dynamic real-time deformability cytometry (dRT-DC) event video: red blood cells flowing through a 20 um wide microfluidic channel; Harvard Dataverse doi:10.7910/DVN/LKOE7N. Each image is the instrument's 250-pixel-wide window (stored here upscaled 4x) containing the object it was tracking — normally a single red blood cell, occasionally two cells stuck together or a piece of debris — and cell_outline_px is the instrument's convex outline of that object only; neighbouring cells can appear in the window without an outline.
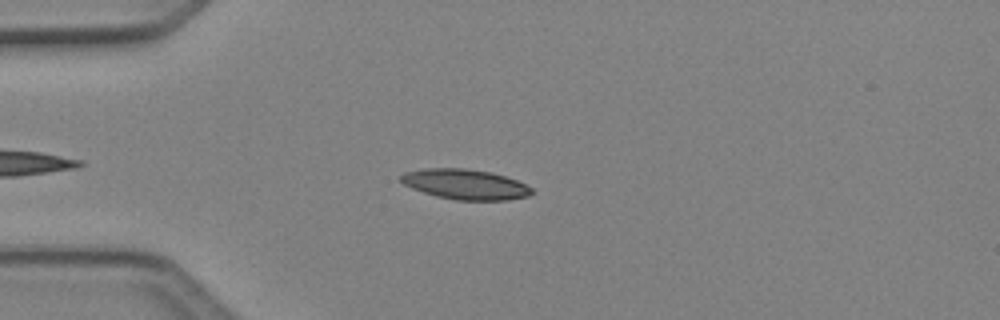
{"species": "Egyptian fruit bat (a non-hibernating species)", "species_latin": "Rousettus aegyptiacus", "temperature_condition": "cold", "stored_images_in_passage": 37, "camera_frame_rate_fps": 3000, "um_per_image_px": 0.085, "animal": {"sex": "female"}, "frame": {"image": 1, "passage_image": 4, "time_ms": 1.0, "image_size_px": [1000, 320], "cell_outline_px": [[536, 192], [528, 196], [508, 200], [456, 200], [436, 196], [412, 188], [404, 184], [400, 180], [400, 176], [404, 172], [424, 168], [464, 168], [492, 172], [516, 180], [532, 188]], "centroid_in_image_um": [39.56, 15.66], "position_along_channel_um": 45.4, "area_um2": 23.06}}
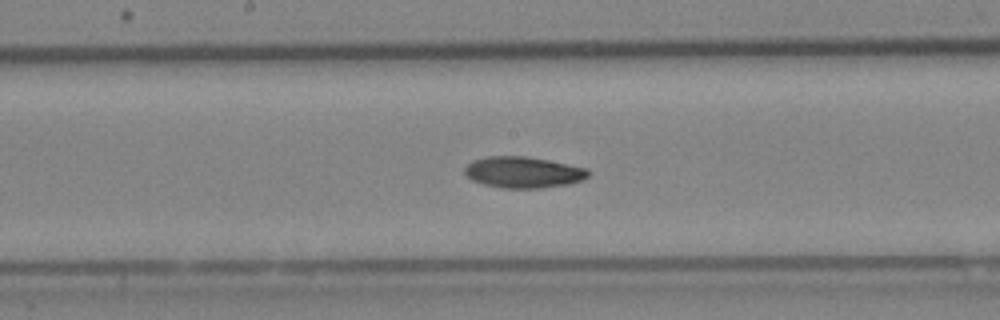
{"frame": {"image": 2, "passage_image": 17, "time_ms": 5.333, "image_size_px": [1000, 320], "cell_outline_px": [[592, 172], [584, 180], [568, 184], [540, 188], [500, 188], [484, 184], [472, 180], [464, 172], [464, 168], [472, 160], [488, 156], [524, 156], [548, 160], [588, 168]], "centroid_in_image_um": [44.5, 14.64], "position_along_channel_um": 203.7, "area_um2": 22.6}}
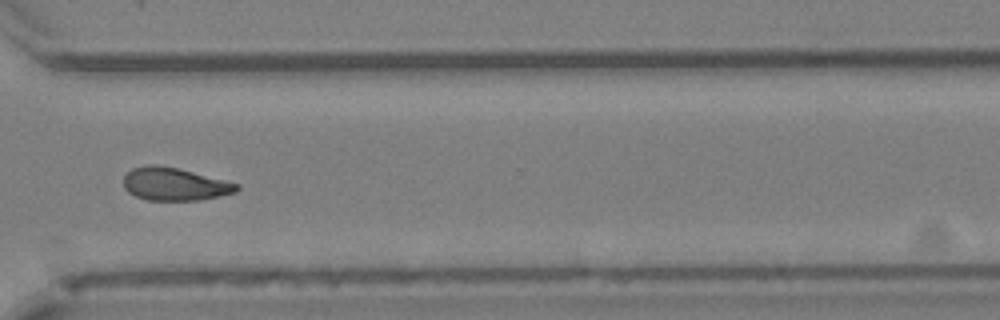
{"frame": {"image": 3, "passage_image": 28, "time_ms": 9.0, "image_size_px": [1000, 320], "cell_outline_px": [[240, 188], [236, 192], [220, 196], [200, 200], [148, 200], [136, 196], [128, 192], [124, 188], [124, 176], [132, 168], [148, 164], [156, 164], [176, 168], [240, 184]], "centroid_in_image_um": [14.83, 15.65], "position_along_channel_um": 355.8, "area_um2": 21.56}, "authors_computed_cell_mechanics": {"area_um2": 22.1952, "velocity_mm_per_s": 4.1292, "shape_relaxation_time_tau1_ms": 10.1826, "shape_relaxation_time_tau2_ms": null, "deformation_change_tau1": 0.1981, "deformation_change_tau2": null}}